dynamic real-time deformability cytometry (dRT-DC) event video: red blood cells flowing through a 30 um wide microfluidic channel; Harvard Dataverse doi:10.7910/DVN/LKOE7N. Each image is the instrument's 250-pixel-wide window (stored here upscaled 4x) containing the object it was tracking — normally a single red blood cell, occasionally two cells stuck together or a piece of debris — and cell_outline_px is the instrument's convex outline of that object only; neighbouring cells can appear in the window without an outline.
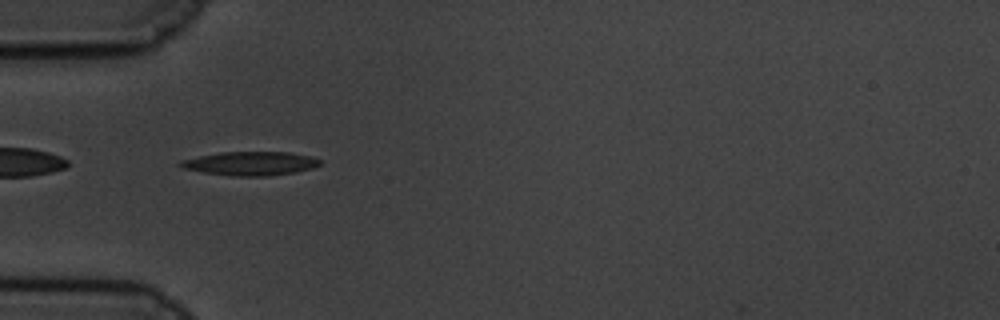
{"species": "common noctule bat (a hibernating species)", "species_latin": "Nyctalus noctula", "temperature_condition": "cold", "stored_images_in_passage": 42, "camera_frame_rate_fps": 3000, "um_per_image_px": 0.085, "animal": {"sex": "male", "body_mass_g": 19.5, "forearm_length_mm": 54.6}, "frame": {"image": 1, "passage_image": 1, "time_ms": 0.0, "image_size_px": [1000, 320], "cell_outline_px": [[320, 164], [312, 168], [296, 172], [268, 176], [232, 176], [204, 172], [184, 168], [176, 164], [180, 160], [220, 152], [288, 152], [308, 156], [320, 160]], "centroid_in_image_um": [21.26, 13.9], "position_along_channel_um": 63.7, "area_um2": 19.19}}
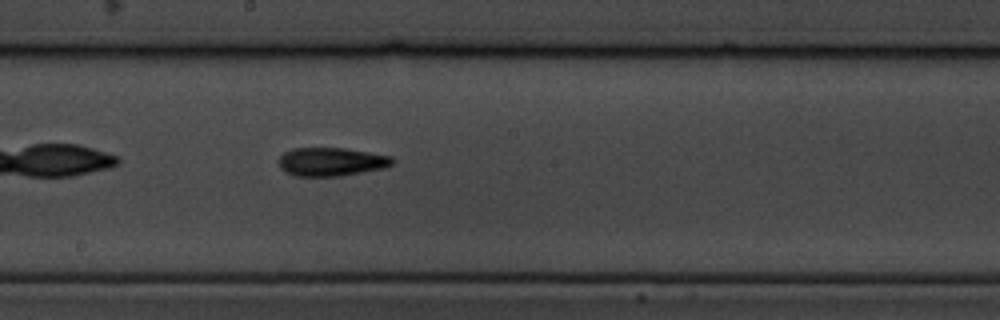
{"frame": {"image": 2, "passage_image": 15, "time_ms": 4.667, "image_size_px": [1000, 320], "cell_outline_px": [[396, 160], [392, 164], [384, 168], [340, 176], [296, 176], [284, 172], [280, 168], [280, 156], [284, 152], [292, 148], [344, 148], [392, 156]], "centroid_in_image_um": [28.16, 13.75], "position_along_channel_um": 220.0, "area_um2": 18.9}}
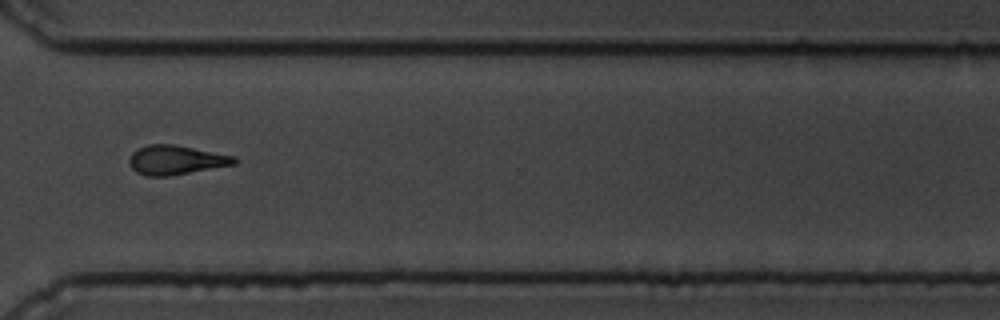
{"frame": {"image": 3, "passage_image": 27, "time_ms": 8.667, "image_size_px": [1000, 320], "cell_outline_px": [[236, 164], [168, 176], [148, 176], [136, 172], [132, 168], [128, 160], [132, 152], [148, 144], [172, 144], [236, 156]], "centroid_in_image_um": [14.94, 13.6], "position_along_channel_um": 355.7, "area_um2": 17.74}, "authors_computed_cell_mechanics": {"area_um2": 17.9469, "velocity_mm_per_s": 3.3882, "shape_relaxation_time_tau1_ms": 4.9623, "shape_relaxation_time_tau2_ms": 4.7936, "deformation_change_tau1": 0.1467, "deformation_change_tau2": 0.1445}}